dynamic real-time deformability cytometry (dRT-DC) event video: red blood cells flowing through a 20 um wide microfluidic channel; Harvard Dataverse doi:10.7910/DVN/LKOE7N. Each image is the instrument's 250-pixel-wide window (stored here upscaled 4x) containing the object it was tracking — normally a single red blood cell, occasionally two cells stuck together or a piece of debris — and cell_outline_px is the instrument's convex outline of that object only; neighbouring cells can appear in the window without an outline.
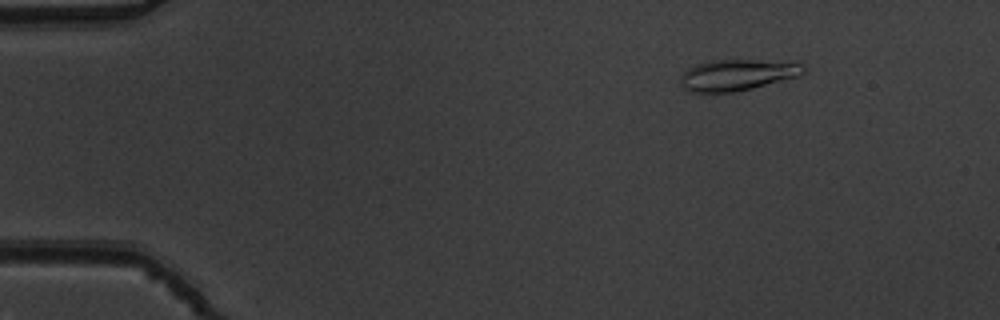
{"species": "common noctule bat (a hibernating species)", "species_latin": "Nyctalus noctula", "temperature_condition": "warm", "stored_images_in_passage": 53, "camera_frame_rate_fps": 3000, "um_per_image_px": 0.085, "animal": {"sex": "male", "body_mass_g": 19.5, "forearm_length_mm": 54.6}, "frame": {"image": 1, "passage_image": 7, "time_ms": 2.0, "image_size_px": [1000, 320], "cell_outline_px": [[804, 72], [800, 76], [752, 88], [732, 92], [688, 92], [684, 88], [680, 80], [680, 76], [688, 68], [696, 64], [708, 60], [800, 60], [804, 64]], "centroid_in_image_um": [62.74, 6.34], "position_along_channel_um": 22.3, "area_um2": 22.83}}
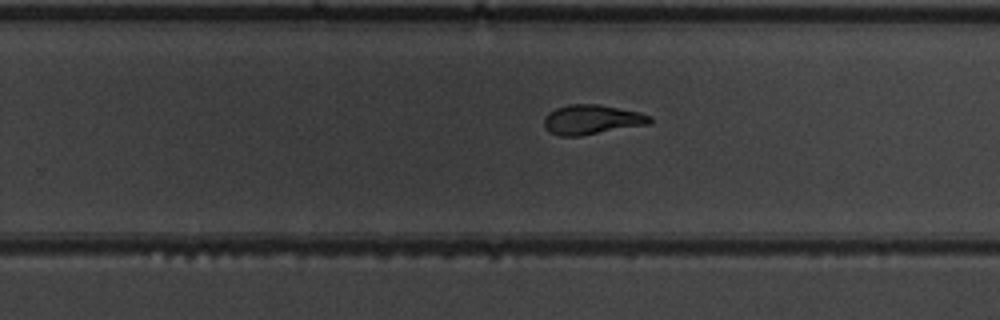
{"frame": {"image": 2, "passage_image": 34, "time_ms": 11.0, "image_size_px": [1000, 320], "cell_outline_px": [[652, 124], [580, 136], [560, 136], [548, 132], [544, 128], [544, 116], [548, 112], [556, 108], [568, 104], [600, 104], [640, 112], [652, 116]], "centroid_in_image_um": [50.31, 10.17], "position_along_channel_um": 279.5, "area_um2": 18.67}}
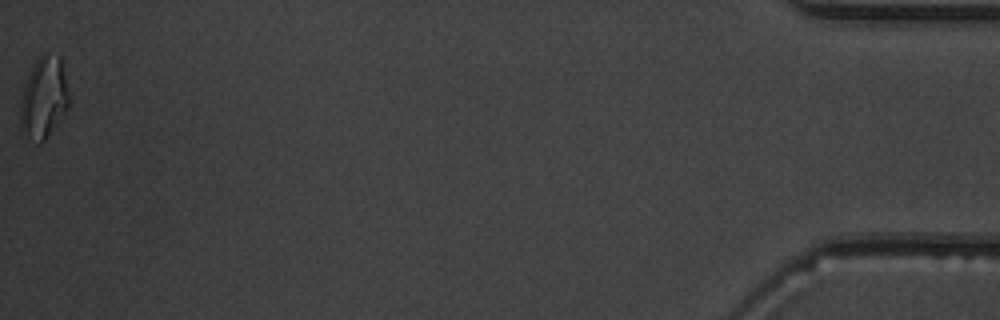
{"frame": {"image": 3, "passage_image": 53, "time_ms": 17.333, "image_size_px": [1000, 320], "cell_outline_px": [[68, 108], [44, 140], [40, 144], [36, 144], [20, 132], [20, 100], [24, 84], [32, 64], [44, 52], [48, 52], [60, 56], [68, 92]], "centroid_in_image_um": [3.68, 8.31], "position_along_channel_um": 431.5, "area_um2": 23.29}, "authors_computed_cell_mechanics": {"area_um2": 18.9584, "velocity_mm_per_s": 3.8618, "shape_relaxation_time_tau1_ms": 4.373, "shape_relaxation_time_tau2_ms": 1.6616, "deformation_change_tau1": 0.1777, "deformation_change_tau2": 0.0916}}